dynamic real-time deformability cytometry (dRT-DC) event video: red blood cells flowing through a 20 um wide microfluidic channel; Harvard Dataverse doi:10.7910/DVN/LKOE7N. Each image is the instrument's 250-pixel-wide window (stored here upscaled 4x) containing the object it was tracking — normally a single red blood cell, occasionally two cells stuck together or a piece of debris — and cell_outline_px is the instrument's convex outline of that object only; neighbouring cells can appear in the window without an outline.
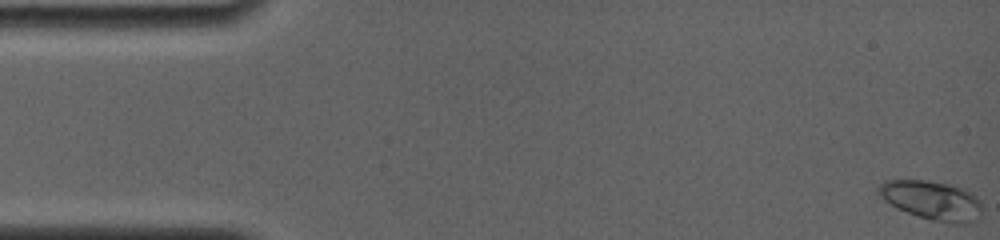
{"species": "common noctule bat (a hibernating species)", "species_latin": "Nyctalus noctula", "temperature_condition": "room temperature", "stored_images_in_passage": 66, "camera_frame_rate_fps": 4000, "um_per_image_px": 0.085, "animal": {"sex": "female", "body_mass_g": 19.0, "forearm_length_mm": 56.7}, "frame": {"image": 1, "passage_image": 1, "time_ms": 0.0, "image_size_px": [1000, 240], "cell_outline_px": [[980, 220], [972, 224], [948, 224], [916, 216], [896, 208], [884, 200], [876, 192], [876, 188], [884, 180], [924, 180], [952, 184], [964, 188], [972, 192], [980, 200]], "centroid_in_image_um": [79.24, 17.04], "position_along_channel_um": 5.8, "area_um2": 24.28}}
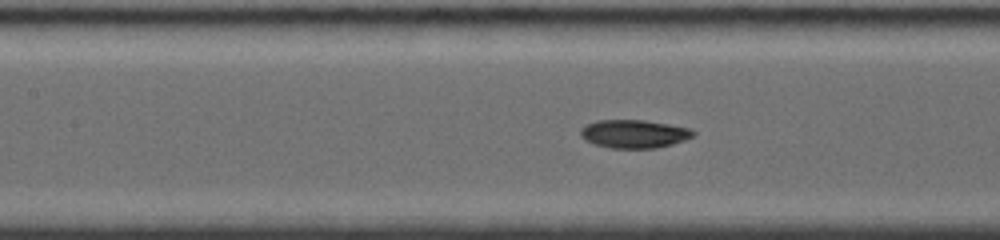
{"frame": {"image": 2, "passage_image": 32, "time_ms": 7.5, "image_size_px": [1000, 240], "cell_outline_px": [[696, 136], [672, 144], [656, 148], [608, 148], [584, 140], [580, 136], [580, 128], [596, 120], [644, 120], [692, 128], [696, 132]], "centroid_in_image_um": [53.91, 11.38], "position_along_channel_um": 153.5, "area_um2": 18.73}}
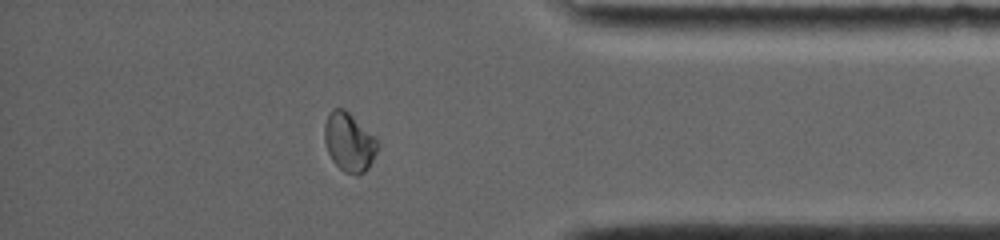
{"frame": {"image": 3, "passage_image": 57, "time_ms": 14.5, "image_size_px": [1000, 240], "cell_outline_px": [[380, 144], [368, 168], [364, 172], [356, 176], [344, 172], [332, 160], [328, 152], [324, 140], [324, 124], [332, 108], [344, 108]], "centroid_in_image_um": [29.65, 12.1], "position_along_channel_um": 405.6, "area_um2": 17.86}, "authors_computed_cell_mechanics": {"area_um2": 18.4382, "velocity_mm_per_s": 3.7973, "shape_relaxation_time_tau1_ms": 9.0154, "shape_relaxation_time_tau2_ms": 1.1979, "deformation_change_tau1": 0.2079, "deformation_change_tau2": 0.0282}}